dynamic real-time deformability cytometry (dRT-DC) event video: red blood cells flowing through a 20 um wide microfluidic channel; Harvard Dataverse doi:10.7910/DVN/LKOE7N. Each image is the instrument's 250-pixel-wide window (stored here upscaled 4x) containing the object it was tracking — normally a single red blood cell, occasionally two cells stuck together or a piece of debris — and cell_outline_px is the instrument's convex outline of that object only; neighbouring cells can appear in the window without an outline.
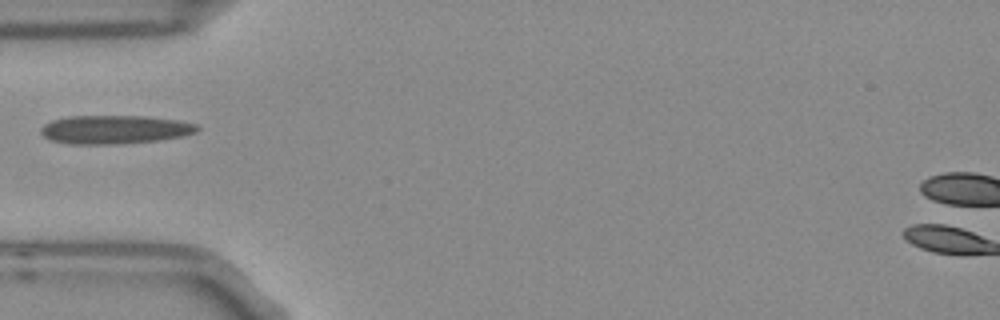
{"species": "Egyptian fruit bat (a non-hibernating species)", "species_latin": "Rousettus aegyptiacus", "temperature_condition": "room temperature", "stored_images_in_passage": 1, "camera_frame_rate_fps": 3000, "um_per_image_px": 0.085, "frame": {"image": 1, "passage_image": 1, "time_ms": 0.0, "image_size_px": [1000, 320], "cell_outline_px": [[200, 128], [196, 132], [184, 136], [156, 140], [112, 144], [72, 144], [52, 140], [44, 136], [40, 132], [40, 128], [44, 124], [52, 120], [68, 116], [148, 116], [176, 120], [196, 124]], "centroid_in_image_um": [9.74, 11.0], "position_along_channel_um": 75.3, "area_um2": 25.89}}